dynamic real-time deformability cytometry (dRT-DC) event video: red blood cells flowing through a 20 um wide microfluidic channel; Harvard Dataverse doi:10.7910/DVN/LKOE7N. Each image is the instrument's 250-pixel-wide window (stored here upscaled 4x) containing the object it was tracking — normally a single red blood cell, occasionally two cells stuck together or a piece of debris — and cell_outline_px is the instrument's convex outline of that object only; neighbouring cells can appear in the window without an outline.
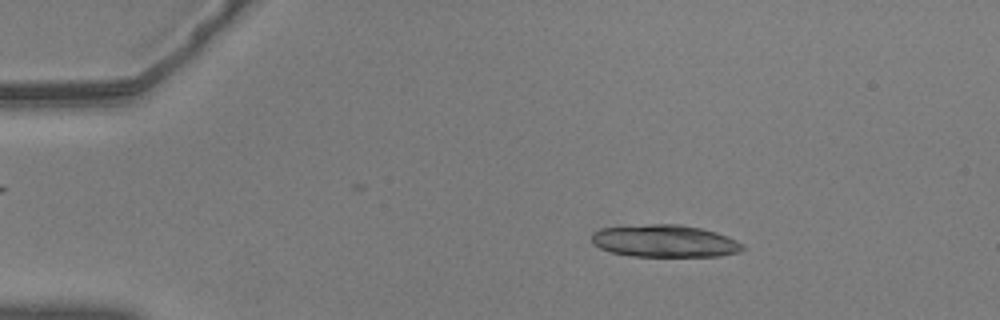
{"species": "common noctule bat (a hibernating species)", "species_latin": "Nyctalus noctula", "temperature_condition": "warm", "stored_images_in_passage": 24, "camera_frame_rate_fps": 3000, "um_per_image_px": 0.085, "animal": {"sex": "male", "body_mass_g": 20.5, "forearm_length_mm": 52.5}, "frame": {"image": 1, "passage_image": 9, "time_ms": 2.667, "image_size_px": [1000, 320], "cell_outline_px": [[744, 248], [740, 252], [720, 256], [632, 256], [612, 252], [600, 248], [592, 240], [592, 232], [600, 228], [648, 224], [680, 224], [700, 228], [716, 232], [728, 236], [744, 244]], "centroid_in_image_um": [56.53, 20.48], "position_along_channel_um": 28.5, "area_um2": 28.44}}